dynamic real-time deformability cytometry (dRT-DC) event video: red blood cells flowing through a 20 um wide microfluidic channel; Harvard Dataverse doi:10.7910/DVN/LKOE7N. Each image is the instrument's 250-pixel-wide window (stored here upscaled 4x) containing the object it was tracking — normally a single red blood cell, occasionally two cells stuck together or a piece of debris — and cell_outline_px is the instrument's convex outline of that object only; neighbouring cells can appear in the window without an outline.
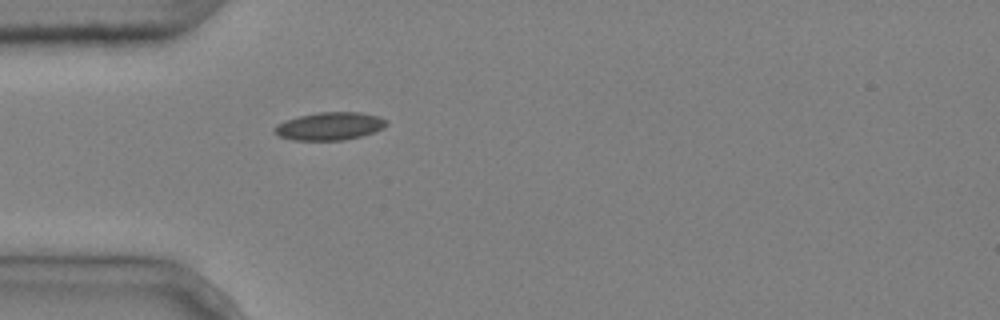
{"species": "common noctule bat (a hibernating species)", "species_latin": "Nyctalus noctula", "temperature_condition": "cold", "stored_images_in_passage": 1, "camera_frame_rate_fps": 3000, "um_per_image_px": 0.085, "animal": {"sex": "male", "body_mass_g": 20.4}, "frame": {"image": 1, "passage_image": 1, "time_ms": 0.0, "image_size_px": [1000, 320], "cell_outline_px": [[388, 124], [384, 128], [376, 132], [344, 140], [292, 140], [280, 136], [272, 132], [276, 124], [284, 120], [300, 116], [320, 112], [360, 112], [380, 116], [388, 120]], "centroid_in_image_um": [28.05, 10.72], "position_along_channel_um": 57.0, "area_um2": 18.38}}